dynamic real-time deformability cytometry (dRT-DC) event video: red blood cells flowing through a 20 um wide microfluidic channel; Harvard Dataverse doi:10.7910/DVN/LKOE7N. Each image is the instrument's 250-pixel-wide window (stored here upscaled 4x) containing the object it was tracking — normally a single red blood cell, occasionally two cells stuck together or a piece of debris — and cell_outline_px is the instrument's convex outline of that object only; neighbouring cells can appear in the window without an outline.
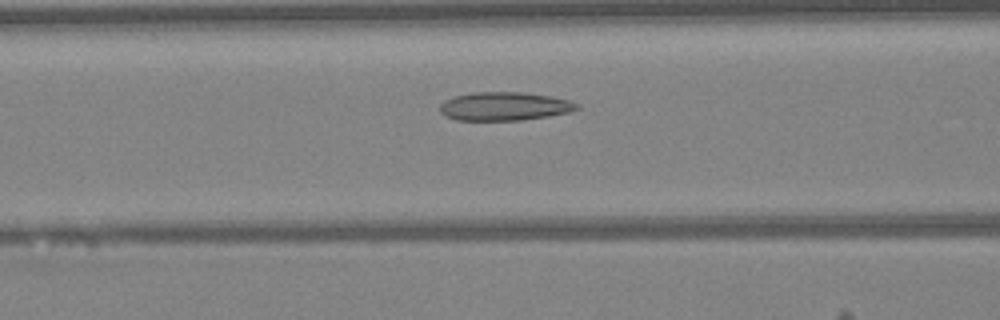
{"species": "Egyptian fruit bat (a non-hibernating species)", "species_latin": "Rousettus aegyptiacus", "temperature_condition": "warm", "stored_images_in_passage": 42, "camera_frame_rate_fps": 3000, "um_per_image_px": 0.085, "animal": {"sex": "female"}, "frame": {"image": 1, "passage_image": 14, "time_ms": 4.333, "image_size_px": [1000, 320], "cell_outline_px": [[580, 108], [572, 112], [548, 116], [520, 120], [456, 120], [444, 116], [440, 112], [440, 104], [444, 100], [452, 96], [472, 92], [524, 92], [552, 96], [572, 100], [580, 104]], "centroid_in_image_um": [42.9, 9.02], "position_along_channel_um": 123.7, "area_um2": 23.18}}
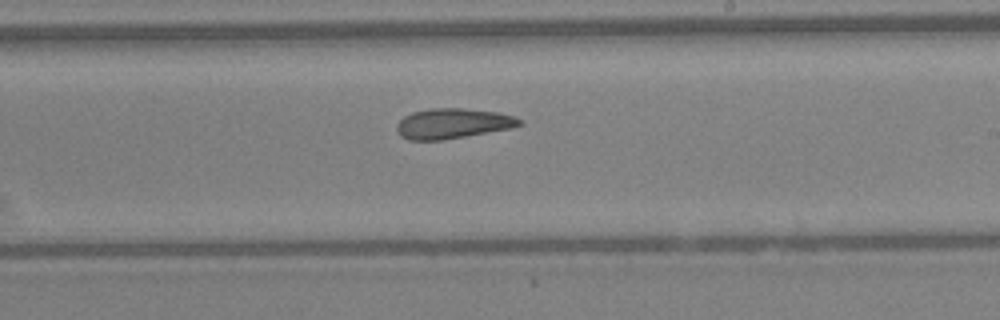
{"frame": {"image": 2, "passage_image": 23, "time_ms": 7.333, "image_size_px": [1000, 320], "cell_outline_px": [[524, 124], [512, 128], [444, 140], [408, 140], [400, 136], [396, 128], [396, 124], [404, 116], [412, 112], [428, 108], [460, 108], [496, 112], [512, 116], [524, 120]], "centroid_in_image_um": [38.47, 10.5], "position_along_channel_um": 250.5, "area_um2": 21.73}}
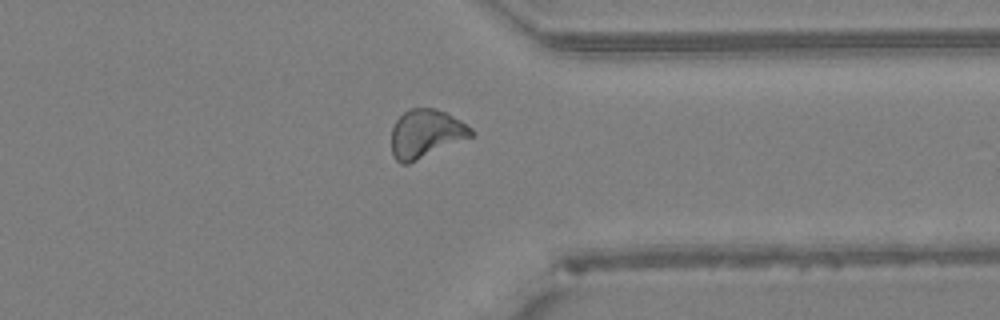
{"frame": {"image": 3, "passage_image": 32, "time_ms": 10.333, "image_size_px": [1000, 320], "cell_outline_px": [[476, 132], [472, 136], [408, 164], [400, 164], [392, 156], [392, 128], [396, 120], [408, 108], [436, 108], [460, 120], [472, 128]], "centroid_in_image_um": [36.18, 11.36], "position_along_channel_um": 375.2, "area_um2": 22.37}, "authors_computed_cell_mechanics": {"area_um2": 22.3686, "velocity_mm_per_s": 4.2549, "shape_relaxation_time_tau1_ms": null, "shape_relaxation_time_tau2_ms": 3.8886, "deformation_change_tau1": null, "deformation_change_tau2": 0.1134}}